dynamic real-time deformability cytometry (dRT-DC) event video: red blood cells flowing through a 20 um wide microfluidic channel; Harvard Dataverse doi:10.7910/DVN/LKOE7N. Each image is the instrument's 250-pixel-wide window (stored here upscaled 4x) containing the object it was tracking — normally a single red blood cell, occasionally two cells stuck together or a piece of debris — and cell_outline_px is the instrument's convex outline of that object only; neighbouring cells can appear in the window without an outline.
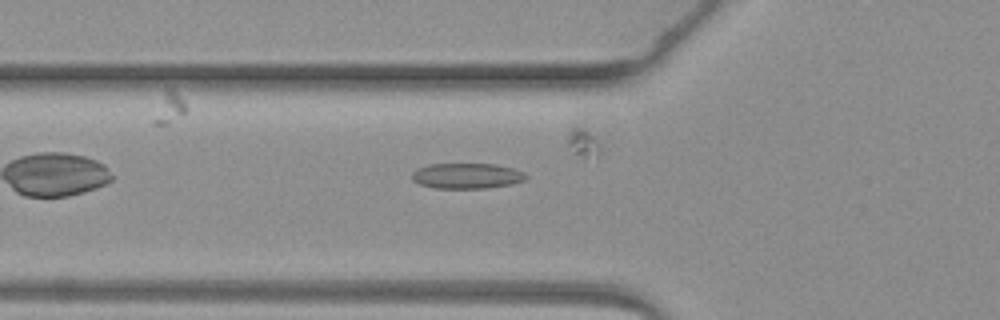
{"species": "common noctule bat (a hibernating species)", "species_latin": "Nyctalus noctula", "temperature_condition": "warm", "stored_images_in_passage": 4, "camera_frame_rate_fps": 3000, "um_per_image_px": 0.085, "animal": {"sex": "female", "body_mass_g": 19.3, "forearm_length_mm": 54.1}, "frame": {"image": 1, "passage_image": 4, "time_ms": 3.667, "image_size_px": [1000, 320], "cell_outline_px": [[528, 176], [524, 180], [512, 184], [488, 188], [436, 188], [420, 184], [412, 180], [412, 172], [416, 168], [428, 164], [496, 164], [512, 168], [524, 172]], "centroid_in_image_um": [39.67, 14.94], "position_along_channel_um": 86.1, "area_um2": 16.99}}